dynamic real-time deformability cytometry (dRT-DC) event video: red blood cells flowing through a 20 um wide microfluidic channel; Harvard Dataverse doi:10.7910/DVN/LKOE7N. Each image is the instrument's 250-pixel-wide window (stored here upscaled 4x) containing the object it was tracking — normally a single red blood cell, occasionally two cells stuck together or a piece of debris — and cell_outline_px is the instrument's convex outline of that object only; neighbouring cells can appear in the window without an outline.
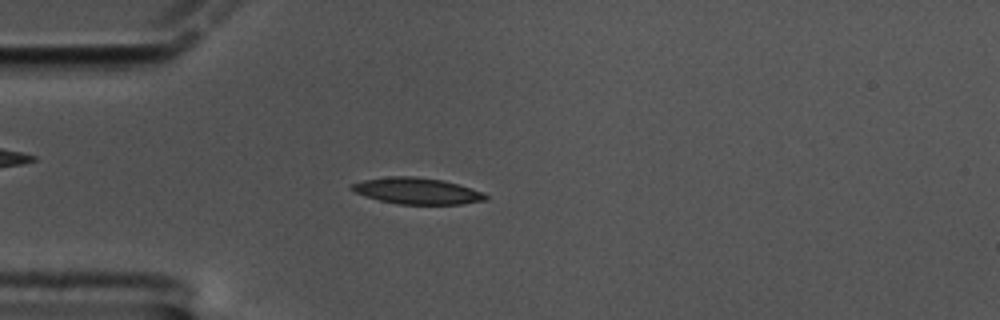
{"species": "common noctule bat (a hibernating species)", "species_latin": "Nyctalus noctula", "temperature_condition": "cold", "stored_images_in_passage": 58, "camera_frame_rate_fps": 3000, "um_per_image_px": 0.085, "animal": {"sex": "male", "body_mass_g": 17.5, "forearm_length_mm": 52.3}, "frame": {"image": 1, "passage_image": 15, "time_ms": 4.667, "image_size_px": [1000, 320], "cell_outline_px": [[488, 200], [460, 204], [400, 204], [380, 200], [356, 192], [348, 188], [352, 184], [364, 180], [388, 176], [416, 176], [444, 180], [484, 192], [488, 196]], "centroid_in_image_um": [35.49, 16.22], "position_along_channel_um": 49.5, "area_um2": 20.46}}
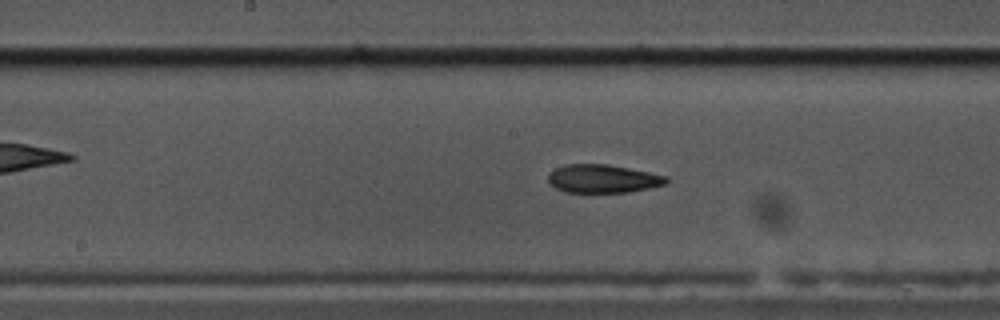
{"frame": {"image": 2, "passage_image": 29, "time_ms": 9.333, "image_size_px": [1000, 320], "cell_outline_px": [[668, 184], [628, 192], [564, 192], [556, 188], [548, 180], [548, 172], [564, 164], [608, 164], [668, 176]], "centroid_in_image_um": [51.24, 15.18], "position_along_channel_um": 197.0, "area_um2": 19.48}}
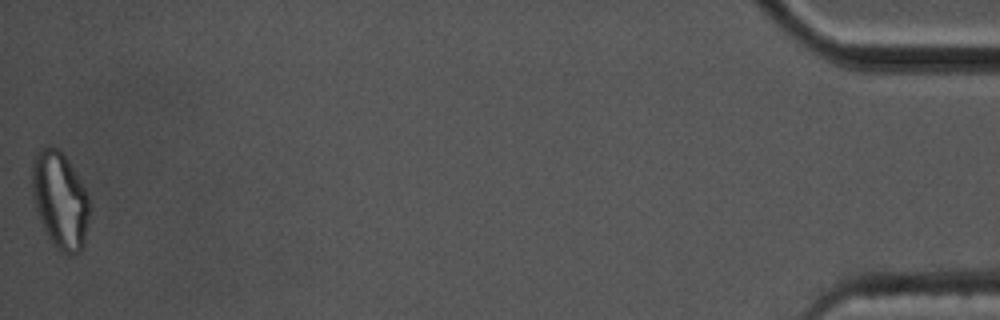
{"frame": {"image": 3, "passage_image": 58, "time_ms": 19.0, "image_size_px": [1000, 320], "cell_outline_px": [[88, 220], [84, 248], [80, 252], [72, 256], [56, 248], [48, 236], [40, 220], [36, 208], [32, 192], [32, 160], [36, 152], [48, 144], [52, 144], [60, 148], [68, 160], [80, 180], [88, 196]], "centroid_in_image_um": [5.09, 16.98], "position_along_channel_um": 430.1, "area_um2": 32.48}, "authors_computed_cell_mechanics": {"area_um2": 20.0277, "velocity_mm_per_s": 3.406, "shape_relaxation_time_tau1_ms": 4.9753, "shape_relaxation_time_tau2_ms": 3.7341, "deformation_change_tau1": 0.1516, "deformation_change_tau2": 0.1204}}